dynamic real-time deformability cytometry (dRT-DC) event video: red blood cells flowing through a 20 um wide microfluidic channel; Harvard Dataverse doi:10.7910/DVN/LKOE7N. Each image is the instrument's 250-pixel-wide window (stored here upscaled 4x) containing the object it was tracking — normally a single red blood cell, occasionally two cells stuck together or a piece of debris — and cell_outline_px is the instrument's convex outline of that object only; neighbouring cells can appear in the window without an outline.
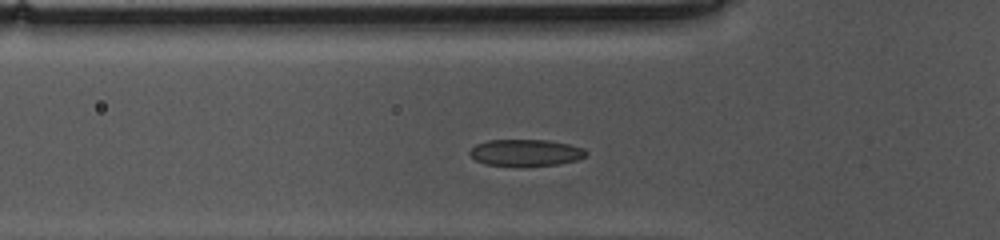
{"species": "common noctule bat (a hibernating species)", "species_latin": "Nyctalus noctula", "temperature_condition": "cold", "stored_images_in_passage": 39, "camera_frame_rate_fps": 3000, "um_per_image_px": 0.085, "animal": {"sex": "female", "body_mass_g": 10.0, "forearm_length_mm": 53.1}, "frame": {"image": 1, "passage_image": 11, "time_ms": 3.333, "image_size_px": [1000, 240], "cell_outline_px": [[588, 152], [584, 156], [576, 160], [556, 164], [484, 164], [476, 160], [468, 152], [476, 144], [488, 140], [548, 140], [568, 144], [584, 148]], "centroid_in_image_um": [44.68, 12.94], "position_along_channel_um": 81.1, "area_um2": 17.4}}
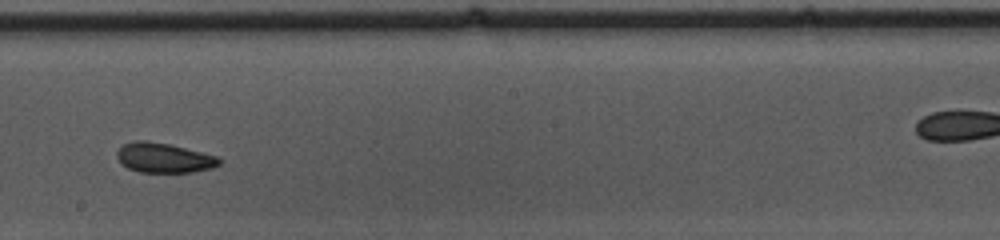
{"frame": {"image": 2, "passage_image": 24, "time_ms": 7.667, "image_size_px": [1000, 240], "cell_outline_px": [[220, 164], [212, 168], [192, 172], [140, 172], [128, 168], [120, 164], [116, 156], [116, 152], [124, 144], [132, 140], [148, 140], [168, 144], [216, 156], [220, 160]], "centroid_in_image_um": [13.87, 13.41], "position_along_channel_um": 234.3, "area_um2": 17.69}}
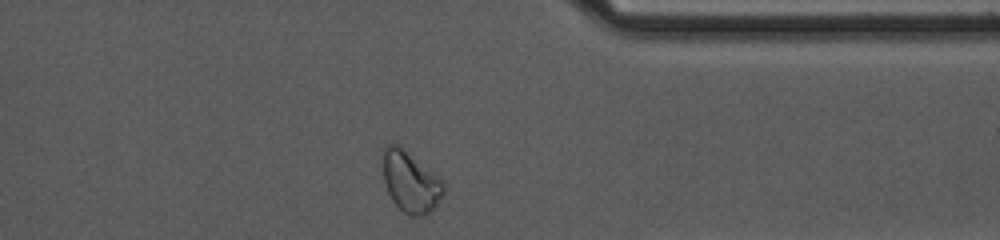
{"frame": {"image": 3, "passage_image": 37, "time_ms": 12.0, "image_size_px": [1000, 240], "cell_outline_px": [[444, 192], [436, 204], [424, 216], [412, 216], [404, 212], [392, 200], [384, 184], [384, 144], [400, 144], [436, 176], [444, 184]], "centroid_in_image_um": [34.86, 15.44], "position_along_channel_um": 376.5, "area_um2": 21.04}}